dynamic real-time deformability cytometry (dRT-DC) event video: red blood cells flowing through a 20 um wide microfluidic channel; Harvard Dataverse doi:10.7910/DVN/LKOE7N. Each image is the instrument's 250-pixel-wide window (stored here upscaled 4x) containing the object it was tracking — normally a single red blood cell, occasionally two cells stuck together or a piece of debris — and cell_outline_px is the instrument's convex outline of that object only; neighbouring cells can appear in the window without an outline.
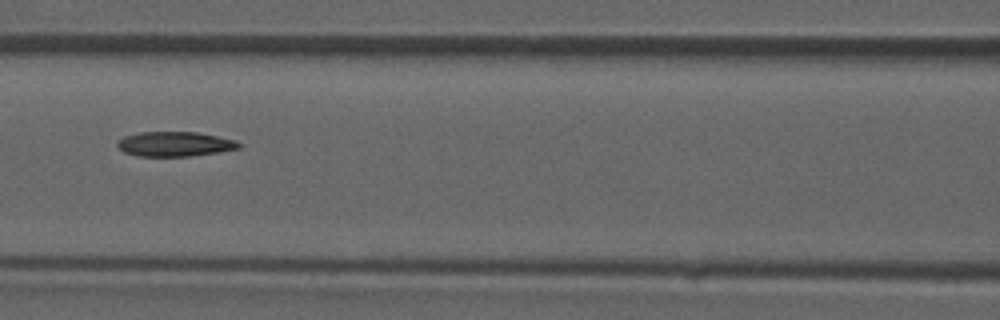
{"species": "common noctule bat (a hibernating species)", "species_latin": "Nyctalus noctula", "temperature_condition": "room temperature", "stored_images_in_passage": 47, "camera_frame_rate_fps": 3000, "um_per_image_px": 0.085, "animal": {"sex": "male", "forearm_length_mm": 52.5}, "frame": {"image": 1, "passage_image": 21, "time_ms": 6.667, "image_size_px": [1000, 320], "cell_outline_px": [[240, 148], [220, 152], [188, 156], [136, 156], [124, 152], [116, 144], [124, 136], [140, 132], [196, 132], [236, 140], [240, 144]], "centroid_in_image_um": [14.86, 12.24], "position_along_channel_um": 151.7, "area_um2": 17.4}}